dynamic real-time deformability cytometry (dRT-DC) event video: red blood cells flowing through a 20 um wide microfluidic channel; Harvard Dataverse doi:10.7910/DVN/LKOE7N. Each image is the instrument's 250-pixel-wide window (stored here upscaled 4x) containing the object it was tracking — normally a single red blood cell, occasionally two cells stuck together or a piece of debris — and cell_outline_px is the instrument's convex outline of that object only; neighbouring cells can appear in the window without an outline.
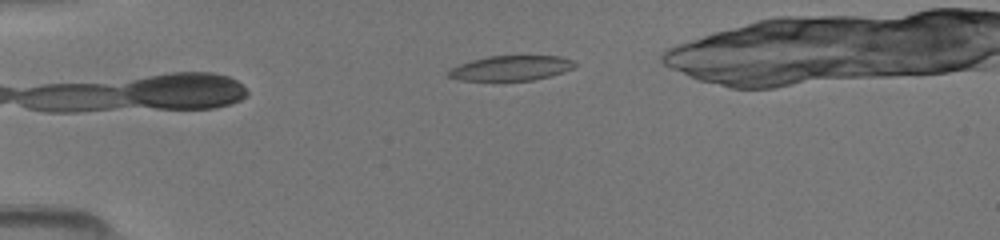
{"species": "common noctule bat (a hibernating species)", "species_latin": "Nyctalus noctula", "temperature_condition": "room temperature", "stored_images_in_passage": 35, "camera_frame_rate_fps": 3000, "um_per_image_px": 0.085, "animal": {"sex": "female", "body_mass_g": 19.5, "forearm_length_mm": 54.1}, "frame": {"image": 1, "passage_image": 1, "time_ms": 0.0, "image_size_px": [1000, 240], "cell_outline_px": [[576, 64], [572, 68], [564, 72], [532, 80], [460, 80], [448, 76], [448, 72], [452, 68], [460, 64], [472, 60], [488, 56], [560, 56], [572, 60]], "centroid_in_image_um": [43.44, 5.78], "position_along_channel_um": 41.6, "area_um2": 18.03}}
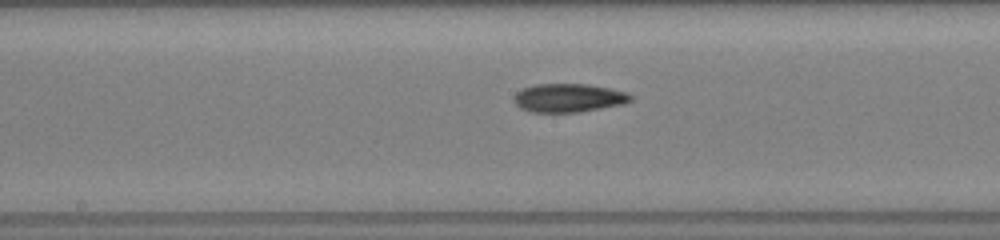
{"frame": {"image": 2, "passage_image": 15, "time_ms": 4.667, "image_size_px": [1000, 240], "cell_outline_px": [[632, 100], [624, 104], [580, 112], [532, 112], [520, 108], [516, 104], [516, 92], [524, 88], [536, 84], [588, 84], [628, 92], [632, 96]], "centroid_in_image_um": [48.38, 8.32], "position_along_channel_um": 199.8, "area_um2": 19.31}}
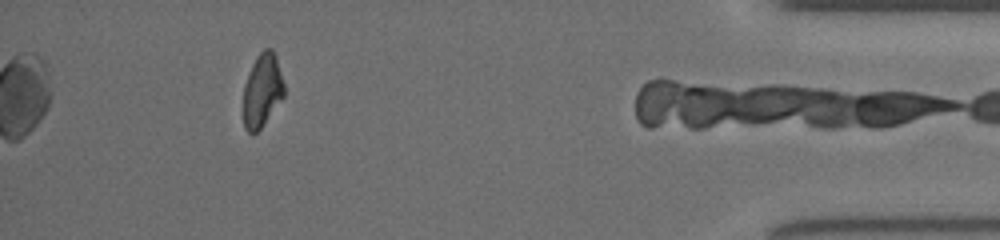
{"frame": {"image": 3, "passage_image": 34, "time_ms": 11.0, "image_size_px": [1000, 240], "cell_outline_px": [[284, 96], [260, 128], [252, 136], [244, 128], [244, 84], [252, 64], [256, 56], [264, 48], [272, 48], [276, 56], [284, 84]], "centroid_in_image_um": [22.28, 7.66], "position_along_channel_um": 412.9, "area_um2": 17.34}}